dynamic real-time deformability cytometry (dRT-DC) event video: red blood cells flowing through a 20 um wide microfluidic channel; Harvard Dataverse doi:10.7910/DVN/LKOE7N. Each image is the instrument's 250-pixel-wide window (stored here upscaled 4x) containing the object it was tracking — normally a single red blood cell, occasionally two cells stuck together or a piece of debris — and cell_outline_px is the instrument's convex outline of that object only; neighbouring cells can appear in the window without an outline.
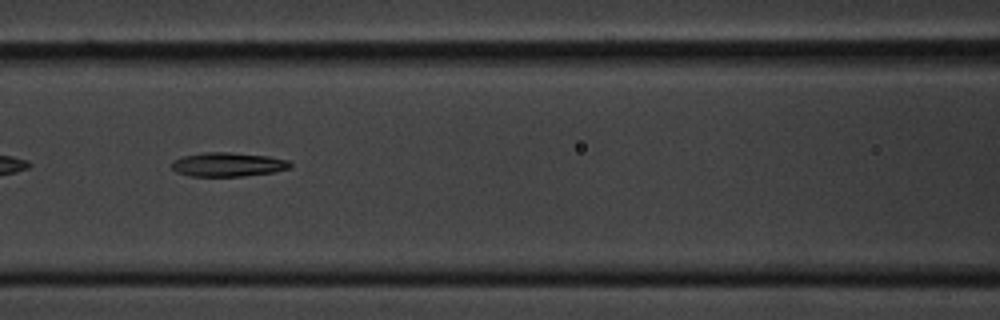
{"species": "common noctule bat (a hibernating species)", "species_latin": "Nyctalus noctula", "temperature_condition": "cold", "stored_images_in_passage": 50, "camera_frame_rate_fps": 3000, "um_per_image_px": 0.085, "animal": {"sex": "male", "body_mass_g": 20.1, "forearm_length_mm": 53.5}, "frame": {"image": 1, "passage_image": 19, "time_ms": 6.0, "image_size_px": [1000, 320], "cell_outline_px": [[292, 164], [288, 168], [272, 172], [244, 176], [188, 176], [176, 172], [172, 168], [172, 160], [184, 156], [204, 152], [228, 152], [268, 156], [288, 160]], "centroid_in_image_um": [19.34, 13.98], "position_along_channel_um": 147.3, "area_um2": 16.53}}
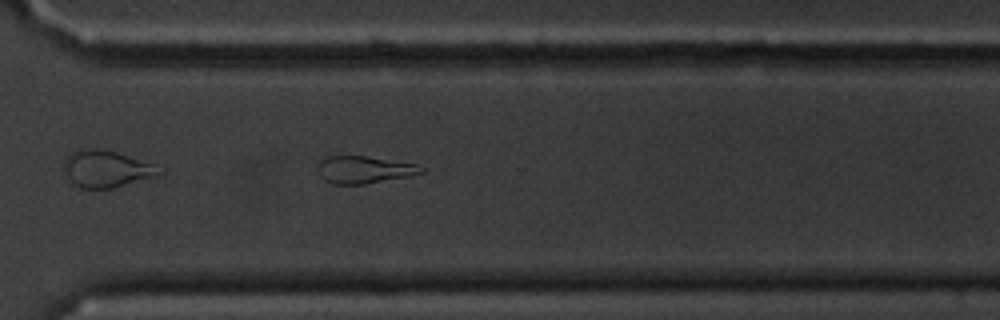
{"frame": {"image": 2, "passage_image": 35, "time_ms": 11.333, "image_size_px": [1000, 320], "cell_outline_px": [[428, 168], [424, 172], [412, 176], [364, 184], [332, 184], [324, 180], [320, 176], [320, 160], [328, 156], [364, 156], [416, 164]], "centroid_in_image_um": [31.02, 14.43], "position_along_channel_um": 339.6, "area_um2": 16.42}}
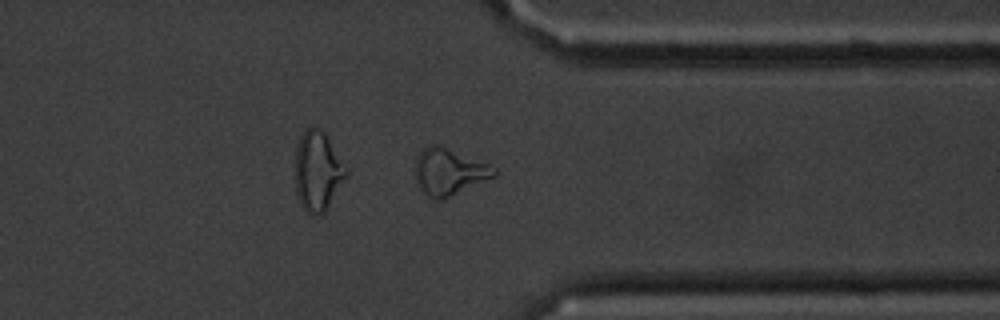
{"frame": {"image": 3, "passage_image": 38, "time_ms": 12.333, "image_size_px": [1000, 320], "cell_outline_px": [[496, 176], [440, 200], [436, 200], [420, 192], [416, 184], [416, 160], [420, 152], [428, 144], [436, 144], [488, 164], [496, 168]], "centroid_in_image_um": [38.13, 14.62], "position_along_channel_um": 373.3, "area_um2": 21.1}, "authors_computed_cell_mechanics": {"area_um2": 17.4845, "velocity_mm_per_s": 3.617, "shape_relaxation_time_tau1_ms": 3.9652, "shape_relaxation_time_tau2_ms": null, "deformation_change_tau1": 0.1177, "deformation_change_tau2": null}}